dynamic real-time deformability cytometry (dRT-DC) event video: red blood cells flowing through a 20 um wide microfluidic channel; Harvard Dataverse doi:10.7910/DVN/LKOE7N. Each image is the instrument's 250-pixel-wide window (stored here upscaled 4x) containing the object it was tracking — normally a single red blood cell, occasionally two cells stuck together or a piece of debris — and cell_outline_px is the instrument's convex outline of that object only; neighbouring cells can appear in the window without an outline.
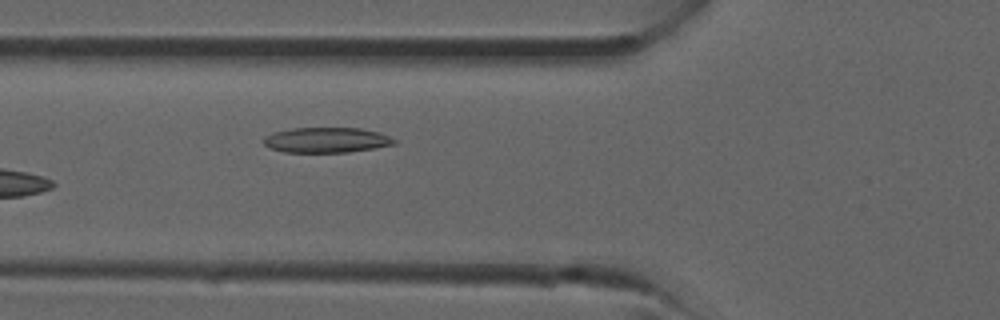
{"species": "common noctule bat (a hibernating species)", "species_latin": "Nyctalus noctula", "temperature_condition": "room temperature", "stored_images_in_passage": 5, "camera_frame_rate_fps": 3000, "um_per_image_px": 0.085, "animal": {"sex": "male", "forearm_length_mm": 52.5}, "frame": {"image": 1, "passage_image": 5, "time_ms": 1.333, "image_size_px": [1000, 320], "cell_outline_px": [[396, 144], [348, 152], [284, 152], [268, 148], [264, 144], [264, 136], [272, 132], [292, 128], [360, 128], [380, 132], [396, 140]], "centroid_in_image_um": [27.71, 11.9], "position_along_channel_um": 98.1, "area_um2": 19.25}}